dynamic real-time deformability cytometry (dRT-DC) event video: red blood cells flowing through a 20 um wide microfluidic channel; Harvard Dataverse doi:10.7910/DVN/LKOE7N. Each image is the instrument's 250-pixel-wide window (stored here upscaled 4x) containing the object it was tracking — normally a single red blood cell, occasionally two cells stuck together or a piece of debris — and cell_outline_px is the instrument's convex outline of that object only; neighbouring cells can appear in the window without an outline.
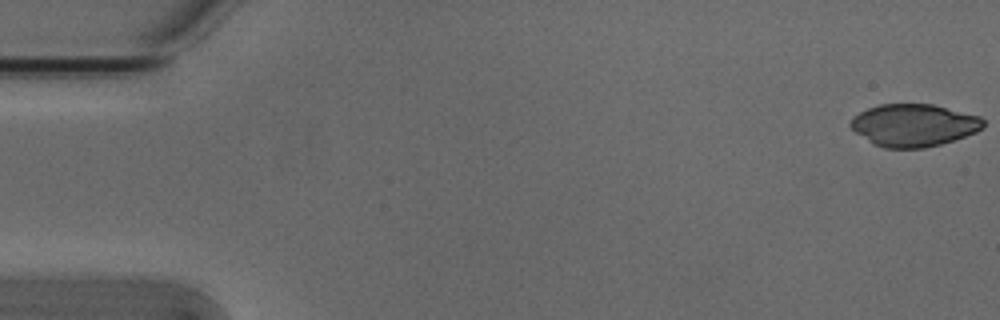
{"species": "Egyptian fruit bat (a non-hibernating species)", "species_latin": "Rousettus aegyptiacus", "temperature_condition": "cold", "stored_images_in_passage": 17, "camera_frame_rate_fps": 3000, "um_per_image_px": 0.085, "animal": {"sex": "male"}, "frame": {"image": 1, "passage_image": 1, "time_ms": 0.0, "image_size_px": [1000, 320], "cell_outline_px": [[984, 128], [976, 132], [940, 144], [924, 148], [884, 148], [872, 144], [856, 132], [848, 124], [852, 116], [868, 108], [880, 104], [932, 104], [980, 116], [984, 120]], "centroid_in_image_um": [77.65, 10.64], "position_along_channel_um": 7.4, "area_um2": 32.83}}